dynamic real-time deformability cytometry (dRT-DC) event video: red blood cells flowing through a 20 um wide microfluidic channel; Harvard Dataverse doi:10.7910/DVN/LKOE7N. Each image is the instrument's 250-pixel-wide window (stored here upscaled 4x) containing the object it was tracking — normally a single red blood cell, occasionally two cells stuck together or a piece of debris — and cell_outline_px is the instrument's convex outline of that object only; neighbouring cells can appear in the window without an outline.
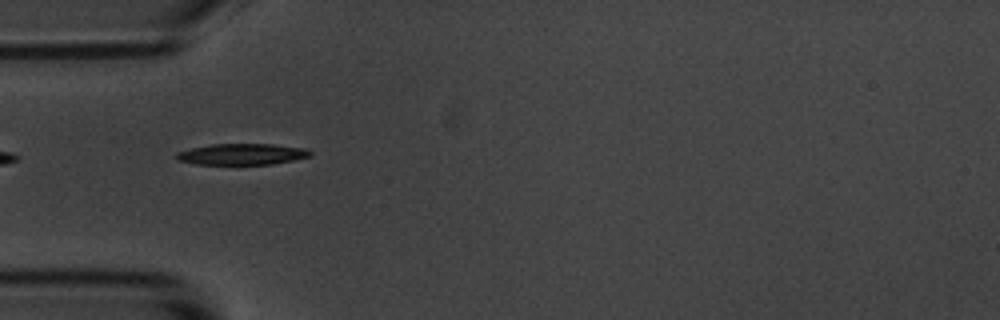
{"species": "common noctule bat (a hibernating species)", "species_latin": "Nyctalus noctula", "temperature_condition": "room temperature", "stored_images_in_passage": 2, "camera_frame_rate_fps": 3000, "um_per_image_px": 0.085, "animal": {"sex": "male", "body_mass_g": 20.1, "forearm_length_mm": 53.5}, "frame": {"image": 1, "passage_image": 1, "time_ms": 0.0, "image_size_px": [1000, 320], "cell_outline_px": [[312, 156], [272, 164], [196, 164], [176, 160], [176, 152], [192, 148], [212, 144], [272, 144], [304, 148], [312, 152]], "centroid_in_image_um": [20.56, 13.1], "position_along_channel_um": 64.4, "area_um2": 16.42}}
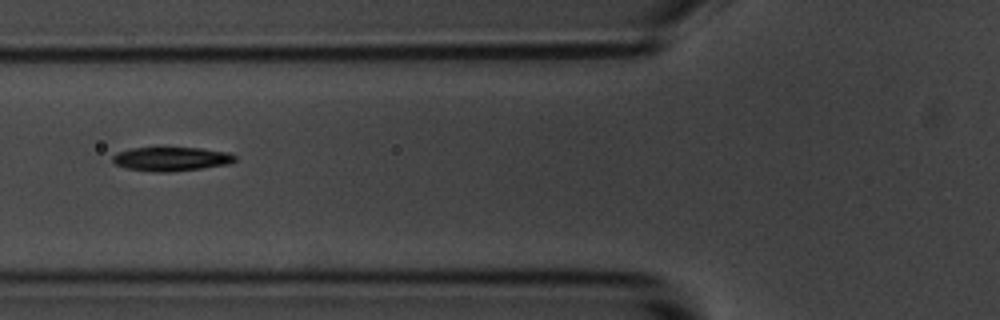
{"frame": {"image": 2, "passage_image": 2, "time_ms": 1.333, "image_size_px": [1000, 320], "cell_outline_px": [[236, 160], [228, 164], [200, 168], [168, 172], [156, 172], [128, 168], [116, 164], [112, 160], [112, 156], [116, 152], [132, 148], [200, 148], [228, 152], [236, 156]], "centroid_in_image_um": [14.55, 13.5], "position_along_channel_um": 111.2, "area_um2": 16.88}}